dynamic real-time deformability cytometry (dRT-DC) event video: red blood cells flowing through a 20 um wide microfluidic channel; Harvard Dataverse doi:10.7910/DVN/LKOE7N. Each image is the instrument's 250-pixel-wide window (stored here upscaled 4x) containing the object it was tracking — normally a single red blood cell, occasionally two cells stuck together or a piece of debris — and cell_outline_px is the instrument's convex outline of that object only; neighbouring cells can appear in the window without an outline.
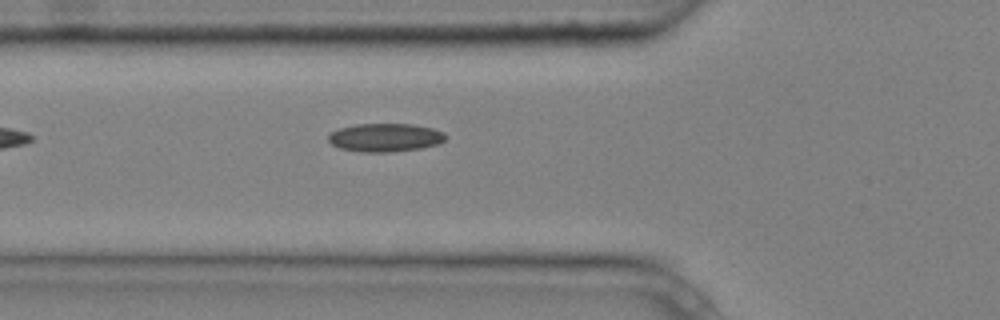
{"species": "common noctule bat (a hibernating species)", "species_latin": "Nyctalus noctula", "temperature_condition": "cold", "stored_images_in_passage": 4, "camera_frame_rate_fps": 3000, "um_per_image_px": 0.085, "animal": {"sex": "male", "body_mass_g": 20.4}, "frame": {"image": 1, "passage_image": 4, "time_ms": 1.0, "image_size_px": [1000, 320], "cell_outline_px": [[448, 136], [440, 144], [420, 148], [388, 152], [360, 152], [340, 148], [332, 144], [328, 140], [328, 136], [332, 132], [340, 128], [356, 124], [412, 124], [432, 128], [444, 132]], "centroid_in_image_um": [32.77, 11.69], "position_along_channel_um": 93.0, "area_um2": 19.36}}